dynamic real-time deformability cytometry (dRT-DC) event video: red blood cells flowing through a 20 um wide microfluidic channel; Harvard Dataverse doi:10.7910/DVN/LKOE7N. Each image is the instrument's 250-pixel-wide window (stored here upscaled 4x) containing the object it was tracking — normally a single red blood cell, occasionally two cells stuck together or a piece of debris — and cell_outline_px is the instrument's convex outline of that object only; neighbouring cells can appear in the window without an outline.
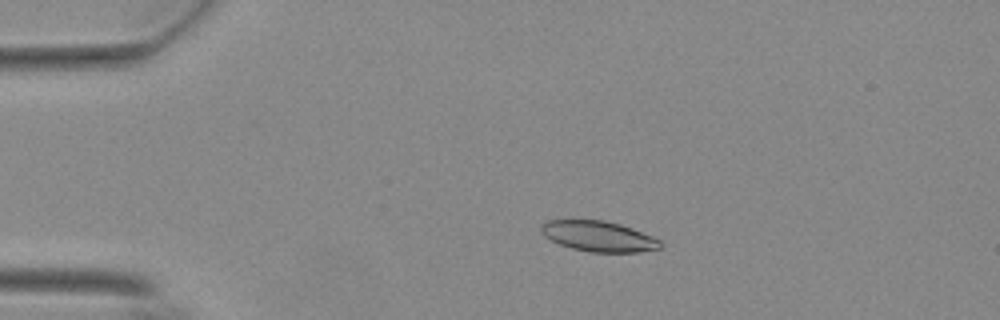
{"species": "Egyptian fruit bat (a non-hibernating species)", "species_latin": "Rousettus aegyptiacus", "temperature_condition": "warm", "stored_images_in_passage": 39, "camera_frame_rate_fps": 3000, "um_per_image_px": 0.085, "animal": {"sex": "female"}, "frame": {"image": 1, "passage_image": 9, "time_ms": 2.667, "image_size_px": [1000, 320], "cell_outline_px": [[660, 248], [636, 252], [588, 252], [572, 248], [560, 244], [544, 236], [540, 232], [540, 224], [548, 220], [604, 220], [620, 224], [632, 228], [652, 236], [660, 240]], "centroid_in_image_um": [50.84, 20.07], "position_along_channel_um": 34.2, "area_um2": 21.1}}
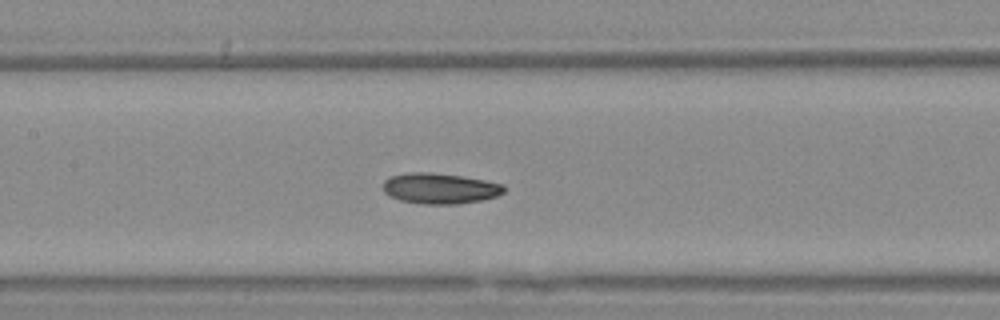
{"frame": {"image": 2, "passage_image": 24, "time_ms": 7.667, "image_size_px": [1000, 320], "cell_outline_px": [[504, 192], [496, 196], [480, 200], [456, 204], [420, 204], [400, 200], [388, 196], [384, 192], [384, 180], [388, 176], [408, 172], [428, 172], [460, 176], [484, 180], [504, 184]], "centroid_in_image_um": [37.34, 16.01], "position_along_channel_um": 170.1, "area_um2": 21.62}}
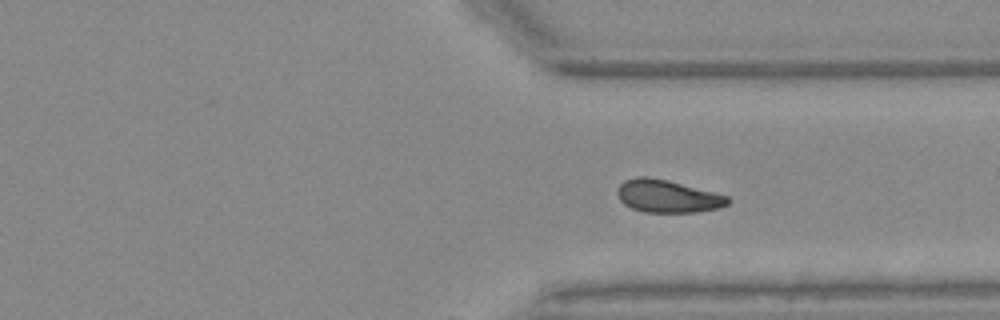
{"frame": {"image": 3, "passage_image": 39, "time_ms": 12.667, "image_size_px": [1000, 320], "cell_outline_px": [[728, 204], [720, 208], [696, 212], [644, 212], [632, 208], [624, 204], [620, 200], [616, 192], [616, 188], [624, 180], [636, 176], [648, 176], [668, 180], [728, 196]], "centroid_in_image_um": [56.69, 16.67], "position_along_channel_um": 354.7, "area_um2": 21.04}}